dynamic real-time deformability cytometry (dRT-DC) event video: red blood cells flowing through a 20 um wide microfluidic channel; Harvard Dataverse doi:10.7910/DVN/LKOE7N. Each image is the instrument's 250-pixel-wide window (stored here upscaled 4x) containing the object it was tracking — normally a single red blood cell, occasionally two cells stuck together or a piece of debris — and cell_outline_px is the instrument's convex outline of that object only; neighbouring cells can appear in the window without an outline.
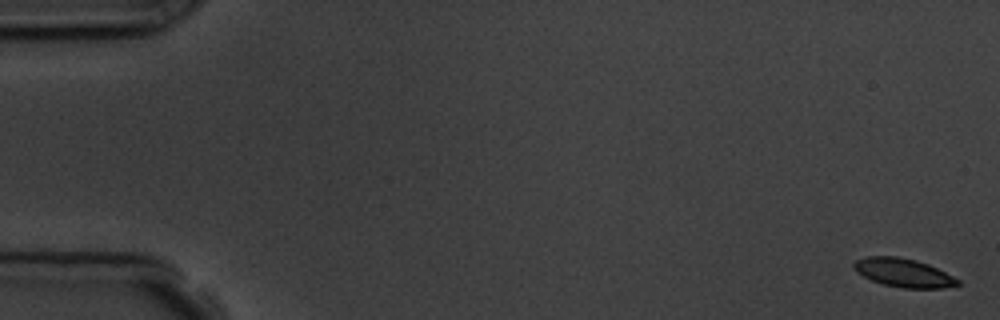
{"species": "common noctule bat (a hibernating species)", "species_latin": "Nyctalus noctula", "temperature_condition": "room temperature", "stored_images_in_passage": 6, "camera_frame_rate_fps": 3000, "um_per_image_px": 0.085, "animal": {"sex": "male", "body_mass_g": 19.5, "forearm_length_mm": 54.6}, "frame": {"image": 1, "passage_image": 1, "time_ms": 0.0, "image_size_px": [1000, 320], "cell_outline_px": [[960, 284], [944, 288], [904, 288], [884, 284], [872, 280], [856, 272], [852, 268], [852, 264], [856, 260], [864, 256], [896, 256], [916, 260], [928, 264], [960, 280]], "centroid_in_image_um": [76.76, 23.17], "position_along_channel_um": 8.2, "area_um2": 17.22}}
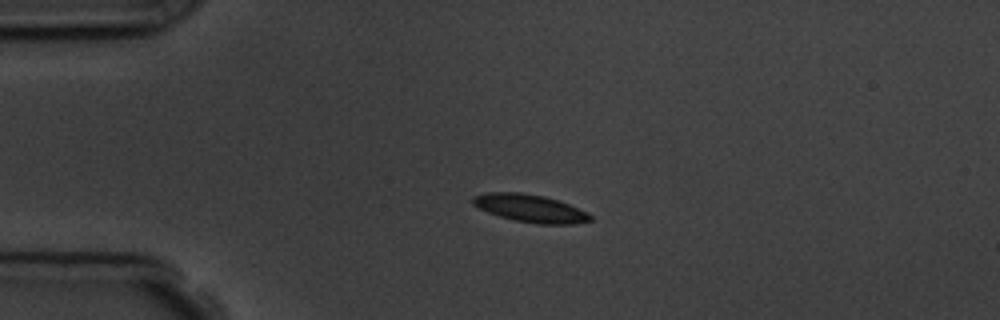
{"frame": {"image": 2, "passage_image": 4, "time_ms": 4.0, "image_size_px": [1000, 320], "cell_outline_px": [[592, 220], [576, 224], [536, 224], [512, 220], [488, 212], [472, 204], [472, 196], [488, 192], [520, 192], [544, 196], [568, 204], [588, 212], [592, 216]], "centroid_in_image_um": [45.07, 17.71], "position_along_channel_um": 39.9, "area_um2": 19.02}}